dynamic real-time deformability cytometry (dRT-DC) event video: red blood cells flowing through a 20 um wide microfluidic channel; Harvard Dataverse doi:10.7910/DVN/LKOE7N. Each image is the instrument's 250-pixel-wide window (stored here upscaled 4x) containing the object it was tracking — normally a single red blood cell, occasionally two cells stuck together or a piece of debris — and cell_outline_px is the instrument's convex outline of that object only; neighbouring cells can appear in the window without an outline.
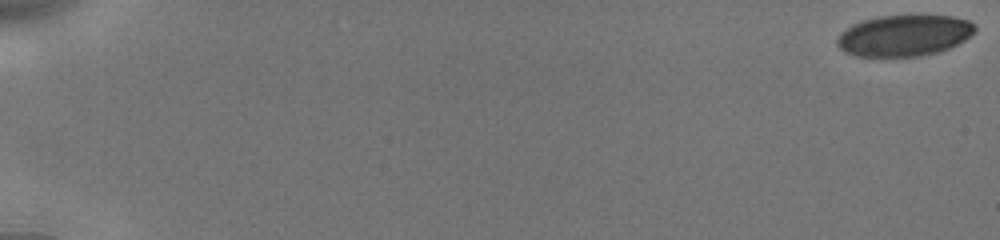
{"species": "human", "species_latin": "Homo sapiens", "temperature_condition": "cold", "stored_images_in_passage": 9, "camera_frame_rate_fps": 3000, "um_per_image_px": 0.085, "donor": {"sex": "male"}, "frame": {"image": 1, "passage_image": 1, "time_ms": 0.0, "image_size_px": [1000, 240], "cell_outline_px": [[976, 32], [964, 40], [948, 48], [936, 52], [920, 56], [856, 56], [844, 52], [836, 44], [836, 40], [840, 32], [852, 24], [864, 20], [880, 16], [952, 16], [968, 20], [976, 28]], "centroid_in_image_um": [76.82, 3.02], "position_along_channel_um": 8.2, "area_um2": 32.89}}